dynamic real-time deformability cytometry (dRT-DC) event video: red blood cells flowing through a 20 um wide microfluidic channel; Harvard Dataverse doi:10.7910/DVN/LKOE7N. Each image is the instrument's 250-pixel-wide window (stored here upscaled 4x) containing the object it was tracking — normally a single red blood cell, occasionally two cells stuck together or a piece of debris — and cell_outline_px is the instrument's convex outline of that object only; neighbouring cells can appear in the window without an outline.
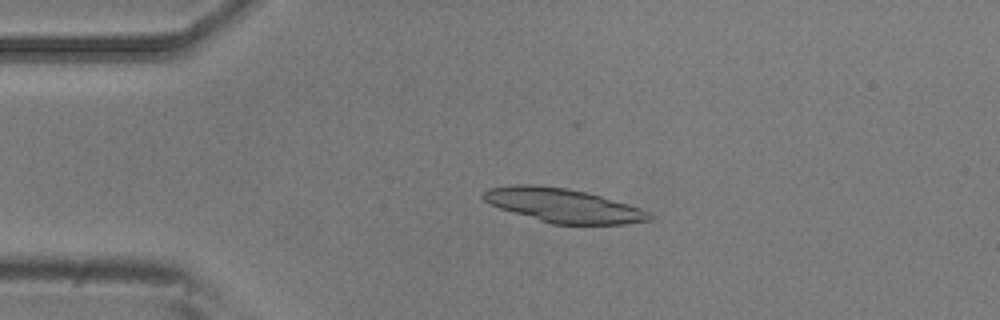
{"species": "common noctule bat (a hibernating species)", "species_latin": "Nyctalus noctula", "temperature_condition": "room temperature", "stored_images_in_passage": 6, "camera_frame_rate_fps": 3000, "um_per_image_px": 0.085, "animal": {"sex": "male", "body_mass_g": 20.5, "forearm_length_mm": 52.5}, "frame": {"image": 1, "passage_image": 5, "time_ms": 1.333, "image_size_px": [1000, 320], "cell_outline_px": [[652, 216], [648, 220], [624, 224], [552, 224], [500, 208], [484, 200], [480, 196], [488, 188], [512, 184], [532, 184], [568, 188], [600, 196], [628, 204], [640, 208], [648, 212]], "centroid_in_image_um": [47.83, 17.45], "position_along_channel_um": 37.2, "area_um2": 32.43}}